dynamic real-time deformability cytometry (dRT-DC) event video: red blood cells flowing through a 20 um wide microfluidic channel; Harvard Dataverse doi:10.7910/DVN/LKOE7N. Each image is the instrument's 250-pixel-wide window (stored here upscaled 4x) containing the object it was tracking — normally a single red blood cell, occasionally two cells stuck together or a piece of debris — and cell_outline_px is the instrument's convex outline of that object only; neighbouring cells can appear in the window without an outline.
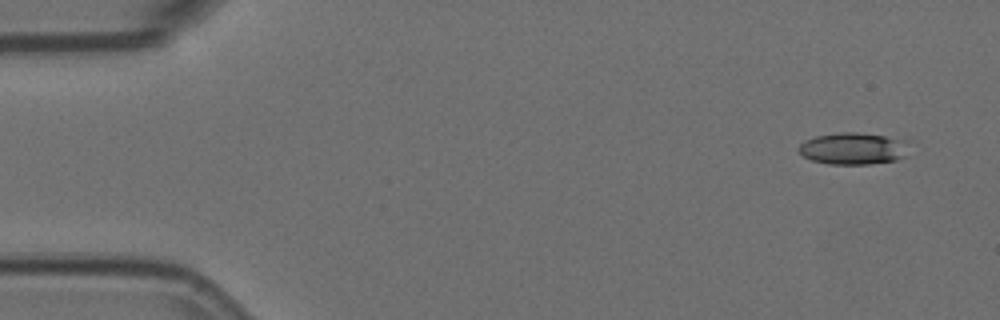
{"species": "Egyptian fruit bat (a non-hibernating species)", "species_latin": "Rousettus aegyptiacus", "temperature_condition": "room temperature", "stored_images_in_passage": 7, "camera_frame_rate_fps": 3000, "um_per_image_px": 0.085, "animal": {"sex": "female"}, "frame": {"image": 1, "passage_image": 1, "time_ms": 0.0, "image_size_px": [1000, 320], "cell_outline_px": [[908, 156], [896, 160], [868, 164], [828, 164], [812, 160], [804, 156], [796, 148], [804, 140], [816, 136], [840, 132], [856, 132], [884, 136], [908, 140]], "centroid_in_image_um": [72.55, 12.62], "position_along_channel_um": 12.5, "area_um2": 20.69}}
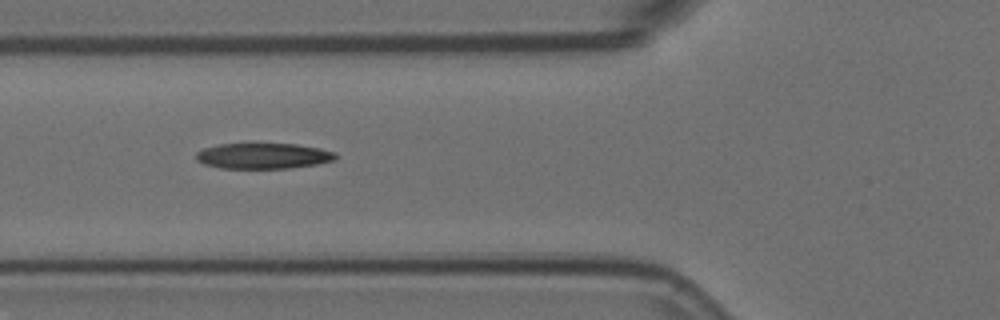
{"frame": {"image": 2, "passage_image": 6, "time_ms": 1.667, "image_size_px": [1000, 320], "cell_outline_px": [[340, 156], [336, 160], [316, 164], [288, 168], [220, 168], [204, 164], [196, 160], [196, 152], [204, 148], [220, 144], [252, 140], [296, 144], [320, 148], [336, 152]], "centroid_in_image_um": [22.38, 13.2], "position_along_channel_um": 103.4, "area_um2": 22.02}}